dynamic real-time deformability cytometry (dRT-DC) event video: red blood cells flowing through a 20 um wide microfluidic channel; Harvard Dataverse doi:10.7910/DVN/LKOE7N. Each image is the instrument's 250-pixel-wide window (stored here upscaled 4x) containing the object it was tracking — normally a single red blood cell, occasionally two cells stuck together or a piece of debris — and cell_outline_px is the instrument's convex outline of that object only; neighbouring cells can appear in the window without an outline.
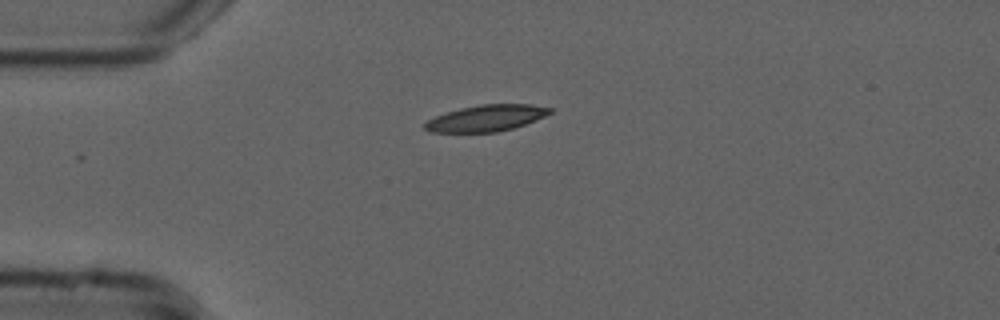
{"species": "common noctule bat (a hibernating species)", "species_latin": "Nyctalus noctula", "temperature_condition": "cold", "stored_images_in_passage": 42, "camera_frame_rate_fps": 3000, "um_per_image_px": 0.085, "animal": {"sex": "male", "forearm_length_mm": 52.5}, "frame": {"image": 1, "passage_image": 1, "time_ms": 0.0, "image_size_px": [1000, 320], "cell_outline_px": [[552, 112], [544, 116], [524, 124], [512, 128], [496, 132], [428, 132], [424, 128], [424, 124], [428, 120], [436, 116], [460, 108], [480, 104], [532, 104], [552, 108]], "centroid_in_image_um": [41.32, 10.03], "position_along_channel_um": 43.7, "area_um2": 19.02}}
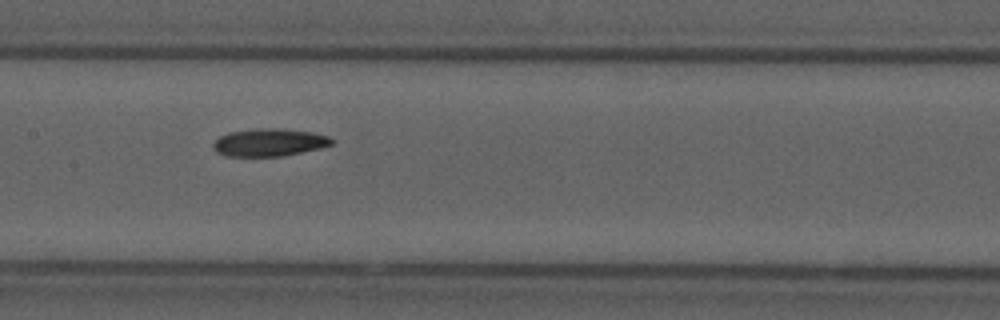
{"frame": {"image": 2, "passage_image": 14, "time_ms": 4.333, "image_size_px": [1000, 320], "cell_outline_px": [[336, 140], [332, 144], [320, 148], [280, 156], [228, 156], [216, 152], [212, 148], [212, 144], [220, 136], [228, 132], [256, 128], [280, 128], [312, 132], [328, 136]], "centroid_in_image_um": [22.87, 12.09], "position_along_channel_um": 184.5, "area_um2": 19.13}}
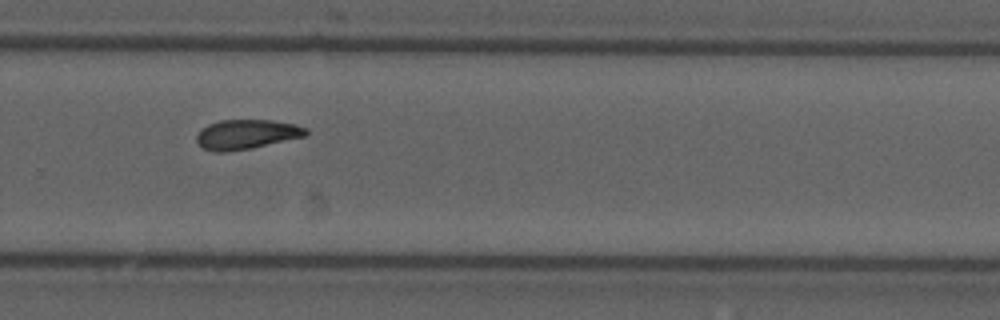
{"frame": {"image": 3, "passage_image": 24, "time_ms": 7.667, "image_size_px": [1000, 320], "cell_outline_px": [[308, 132], [304, 136], [252, 148], [228, 152], [216, 152], [204, 148], [196, 140], [196, 136], [200, 128], [208, 124], [220, 120], [272, 120], [296, 124], [308, 128]], "centroid_in_image_um": [20.94, 11.41], "position_along_channel_um": 308.9, "area_um2": 18.9}, "authors_computed_cell_mechanics": {"area_um2": 19.0162, "velocity_mm_per_s": 3.7517, "shape_relaxation_time_tau1_ms": 11.0878, "shape_relaxation_time_tau2_ms": null, "deformation_change_tau1": 0.2069, "deformation_change_tau2": null}}